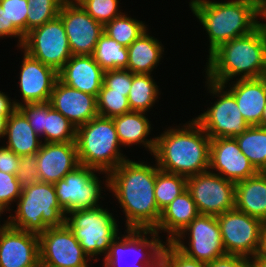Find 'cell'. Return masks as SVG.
Here are the masks:
<instances>
[{
    "label": "cell",
    "instance_id": "1",
    "mask_svg": "<svg viewBox=\"0 0 266 267\" xmlns=\"http://www.w3.org/2000/svg\"><path fill=\"white\" fill-rule=\"evenodd\" d=\"M126 217L127 229L153 230L161 216L154 196L156 166L126 159L105 177Z\"/></svg>",
    "mask_w": 266,
    "mask_h": 267
},
{
    "label": "cell",
    "instance_id": "2",
    "mask_svg": "<svg viewBox=\"0 0 266 267\" xmlns=\"http://www.w3.org/2000/svg\"><path fill=\"white\" fill-rule=\"evenodd\" d=\"M166 130L155 137L153 152L161 171L188 178L209 170L211 139L194 119Z\"/></svg>",
    "mask_w": 266,
    "mask_h": 267
},
{
    "label": "cell",
    "instance_id": "3",
    "mask_svg": "<svg viewBox=\"0 0 266 267\" xmlns=\"http://www.w3.org/2000/svg\"><path fill=\"white\" fill-rule=\"evenodd\" d=\"M206 63V78L226 88L228 81L266 75V32L259 26L251 33L221 44Z\"/></svg>",
    "mask_w": 266,
    "mask_h": 267
},
{
    "label": "cell",
    "instance_id": "4",
    "mask_svg": "<svg viewBox=\"0 0 266 267\" xmlns=\"http://www.w3.org/2000/svg\"><path fill=\"white\" fill-rule=\"evenodd\" d=\"M189 6L208 34L209 55L221 44L258 27V0H191Z\"/></svg>",
    "mask_w": 266,
    "mask_h": 267
},
{
    "label": "cell",
    "instance_id": "5",
    "mask_svg": "<svg viewBox=\"0 0 266 267\" xmlns=\"http://www.w3.org/2000/svg\"><path fill=\"white\" fill-rule=\"evenodd\" d=\"M15 215H10L7 224L15 229L40 234L47 228L66 224V213L58 204L53 183L36 182L22 188L17 200Z\"/></svg>",
    "mask_w": 266,
    "mask_h": 267
},
{
    "label": "cell",
    "instance_id": "6",
    "mask_svg": "<svg viewBox=\"0 0 266 267\" xmlns=\"http://www.w3.org/2000/svg\"><path fill=\"white\" fill-rule=\"evenodd\" d=\"M76 145L81 165L109 174L127 157L121 153L113 118L97 116L77 127Z\"/></svg>",
    "mask_w": 266,
    "mask_h": 267
},
{
    "label": "cell",
    "instance_id": "7",
    "mask_svg": "<svg viewBox=\"0 0 266 267\" xmlns=\"http://www.w3.org/2000/svg\"><path fill=\"white\" fill-rule=\"evenodd\" d=\"M108 211L99 206L67 213L70 217H66V225L73 231L90 259L98 254H105V257L119 234L116 219Z\"/></svg>",
    "mask_w": 266,
    "mask_h": 267
},
{
    "label": "cell",
    "instance_id": "8",
    "mask_svg": "<svg viewBox=\"0 0 266 267\" xmlns=\"http://www.w3.org/2000/svg\"><path fill=\"white\" fill-rule=\"evenodd\" d=\"M125 231L126 235H121L122 238L117 236L110 245L108 254L103 258L104 267H122L124 264L128 267H160V256L164 244L159 235L153 230L127 229ZM127 259L129 261H126Z\"/></svg>",
    "mask_w": 266,
    "mask_h": 267
},
{
    "label": "cell",
    "instance_id": "9",
    "mask_svg": "<svg viewBox=\"0 0 266 267\" xmlns=\"http://www.w3.org/2000/svg\"><path fill=\"white\" fill-rule=\"evenodd\" d=\"M209 93L219 99L207 111L194 120L203 128L210 139L235 138L249 127L240 113L234 96L224 86L207 79ZM225 90V91H224Z\"/></svg>",
    "mask_w": 266,
    "mask_h": 267
},
{
    "label": "cell",
    "instance_id": "10",
    "mask_svg": "<svg viewBox=\"0 0 266 267\" xmlns=\"http://www.w3.org/2000/svg\"><path fill=\"white\" fill-rule=\"evenodd\" d=\"M20 48L57 72L72 57L63 21L59 16L26 33Z\"/></svg>",
    "mask_w": 266,
    "mask_h": 267
},
{
    "label": "cell",
    "instance_id": "11",
    "mask_svg": "<svg viewBox=\"0 0 266 267\" xmlns=\"http://www.w3.org/2000/svg\"><path fill=\"white\" fill-rule=\"evenodd\" d=\"M187 234L189 247L182 241ZM171 243L187 257L205 263L226 255L219 223L212 215L199 214Z\"/></svg>",
    "mask_w": 266,
    "mask_h": 267
},
{
    "label": "cell",
    "instance_id": "12",
    "mask_svg": "<svg viewBox=\"0 0 266 267\" xmlns=\"http://www.w3.org/2000/svg\"><path fill=\"white\" fill-rule=\"evenodd\" d=\"M93 168L79 165L67 173L63 179L54 183L58 204L69 213L80 209L99 207V198H102L100 183Z\"/></svg>",
    "mask_w": 266,
    "mask_h": 267
},
{
    "label": "cell",
    "instance_id": "13",
    "mask_svg": "<svg viewBox=\"0 0 266 267\" xmlns=\"http://www.w3.org/2000/svg\"><path fill=\"white\" fill-rule=\"evenodd\" d=\"M187 190L201 215L218 216L235 208V182L215 172L188 177Z\"/></svg>",
    "mask_w": 266,
    "mask_h": 267
},
{
    "label": "cell",
    "instance_id": "14",
    "mask_svg": "<svg viewBox=\"0 0 266 267\" xmlns=\"http://www.w3.org/2000/svg\"><path fill=\"white\" fill-rule=\"evenodd\" d=\"M226 254L252 258L256 255L263 221L236 208L216 216Z\"/></svg>",
    "mask_w": 266,
    "mask_h": 267
},
{
    "label": "cell",
    "instance_id": "15",
    "mask_svg": "<svg viewBox=\"0 0 266 267\" xmlns=\"http://www.w3.org/2000/svg\"><path fill=\"white\" fill-rule=\"evenodd\" d=\"M40 267H89L73 231L65 224L39 234Z\"/></svg>",
    "mask_w": 266,
    "mask_h": 267
},
{
    "label": "cell",
    "instance_id": "16",
    "mask_svg": "<svg viewBox=\"0 0 266 267\" xmlns=\"http://www.w3.org/2000/svg\"><path fill=\"white\" fill-rule=\"evenodd\" d=\"M72 55H92L104 26L94 20L76 0H65L59 15Z\"/></svg>",
    "mask_w": 266,
    "mask_h": 267
},
{
    "label": "cell",
    "instance_id": "17",
    "mask_svg": "<svg viewBox=\"0 0 266 267\" xmlns=\"http://www.w3.org/2000/svg\"><path fill=\"white\" fill-rule=\"evenodd\" d=\"M0 267H40L39 235L8 224L0 228Z\"/></svg>",
    "mask_w": 266,
    "mask_h": 267
},
{
    "label": "cell",
    "instance_id": "18",
    "mask_svg": "<svg viewBox=\"0 0 266 267\" xmlns=\"http://www.w3.org/2000/svg\"><path fill=\"white\" fill-rule=\"evenodd\" d=\"M212 169V171L210 170ZM232 182L255 176L258 171L241 152L235 138H214L210 141L209 171Z\"/></svg>",
    "mask_w": 266,
    "mask_h": 267
},
{
    "label": "cell",
    "instance_id": "19",
    "mask_svg": "<svg viewBox=\"0 0 266 267\" xmlns=\"http://www.w3.org/2000/svg\"><path fill=\"white\" fill-rule=\"evenodd\" d=\"M20 71V92L22 103L49 102L52 90L58 80V72L33 58L25 51Z\"/></svg>",
    "mask_w": 266,
    "mask_h": 267
},
{
    "label": "cell",
    "instance_id": "20",
    "mask_svg": "<svg viewBox=\"0 0 266 267\" xmlns=\"http://www.w3.org/2000/svg\"><path fill=\"white\" fill-rule=\"evenodd\" d=\"M36 154L40 182L54 184L80 165L76 142H42Z\"/></svg>",
    "mask_w": 266,
    "mask_h": 267
},
{
    "label": "cell",
    "instance_id": "21",
    "mask_svg": "<svg viewBox=\"0 0 266 267\" xmlns=\"http://www.w3.org/2000/svg\"><path fill=\"white\" fill-rule=\"evenodd\" d=\"M49 103L76 128L98 116L95 96L71 88L59 79L52 90Z\"/></svg>",
    "mask_w": 266,
    "mask_h": 267
},
{
    "label": "cell",
    "instance_id": "22",
    "mask_svg": "<svg viewBox=\"0 0 266 267\" xmlns=\"http://www.w3.org/2000/svg\"><path fill=\"white\" fill-rule=\"evenodd\" d=\"M104 72L92 55H72L58 72V79L71 88L97 98Z\"/></svg>",
    "mask_w": 266,
    "mask_h": 267
},
{
    "label": "cell",
    "instance_id": "23",
    "mask_svg": "<svg viewBox=\"0 0 266 267\" xmlns=\"http://www.w3.org/2000/svg\"><path fill=\"white\" fill-rule=\"evenodd\" d=\"M227 89L235 98L249 126H260L266 106V77L238 79Z\"/></svg>",
    "mask_w": 266,
    "mask_h": 267
},
{
    "label": "cell",
    "instance_id": "24",
    "mask_svg": "<svg viewBox=\"0 0 266 267\" xmlns=\"http://www.w3.org/2000/svg\"><path fill=\"white\" fill-rule=\"evenodd\" d=\"M198 215L191 193L186 190L161 211L160 220L153 231L157 234L166 231V241L172 242Z\"/></svg>",
    "mask_w": 266,
    "mask_h": 267
},
{
    "label": "cell",
    "instance_id": "25",
    "mask_svg": "<svg viewBox=\"0 0 266 267\" xmlns=\"http://www.w3.org/2000/svg\"><path fill=\"white\" fill-rule=\"evenodd\" d=\"M235 208L266 221V176L263 172L235 183Z\"/></svg>",
    "mask_w": 266,
    "mask_h": 267
},
{
    "label": "cell",
    "instance_id": "26",
    "mask_svg": "<svg viewBox=\"0 0 266 267\" xmlns=\"http://www.w3.org/2000/svg\"><path fill=\"white\" fill-rule=\"evenodd\" d=\"M145 112L131 111L129 113L113 117L119 142L122 146L142 144L153 155L156 138L146 139L150 135L151 123Z\"/></svg>",
    "mask_w": 266,
    "mask_h": 267
},
{
    "label": "cell",
    "instance_id": "27",
    "mask_svg": "<svg viewBox=\"0 0 266 267\" xmlns=\"http://www.w3.org/2000/svg\"><path fill=\"white\" fill-rule=\"evenodd\" d=\"M127 70L134 74H152L159 65L164 47L157 38L149 35L148 30L141 34L128 47Z\"/></svg>",
    "mask_w": 266,
    "mask_h": 267
},
{
    "label": "cell",
    "instance_id": "28",
    "mask_svg": "<svg viewBox=\"0 0 266 267\" xmlns=\"http://www.w3.org/2000/svg\"><path fill=\"white\" fill-rule=\"evenodd\" d=\"M5 136L8 137L6 147L19 157L37 153L41 147L40 136L34 132L27 118L17 108L7 119Z\"/></svg>",
    "mask_w": 266,
    "mask_h": 267
},
{
    "label": "cell",
    "instance_id": "29",
    "mask_svg": "<svg viewBox=\"0 0 266 267\" xmlns=\"http://www.w3.org/2000/svg\"><path fill=\"white\" fill-rule=\"evenodd\" d=\"M241 152L249 159L258 172L266 169V128L249 126L235 137Z\"/></svg>",
    "mask_w": 266,
    "mask_h": 267
},
{
    "label": "cell",
    "instance_id": "30",
    "mask_svg": "<svg viewBox=\"0 0 266 267\" xmlns=\"http://www.w3.org/2000/svg\"><path fill=\"white\" fill-rule=\"evenodd\" d=\"M158 95L159 89L151 74L132 73V85L128 95L131 111L146 113L155 104Z\"/></svg>",
    "mask_w": 266,
    "mask_h": 267
},
{
    "label": "cell",
    "instance_id": "31",
    "mask_svg": "<svg viewBox=\"0 0 266 267\" xmlns=\"http://www.w3.org/2000/svg\"><path fill=\"white\" fill-rule=\"evenodd\" d=\"M94 60L104 70L126 69L128 66L127 47L103 33L92 54Z\"/></svg>",
    "mask_w": 266,
    "mask_h": 267
},
{
    "label": "cell",
    "instance_id": "32",
    "mask_svg": "<svg viewBox=\"0 0 266 267\" xmlns=\"http://www.w3.org/2000/svg\"><path fill=\"white\" fill-rule=\"evenodd\" d=\"M187 190V178L178 174L161 171L156 164L154 196L157 207L162 211L176 197Z\"/></svg>",
    "mask_w": 266,
    "mask_h": 267
},
{
    "label": "cell",
    "instance_id": "33",
    "mask_svg": "<svg viewBox=\"0 0 266 267\" xmlns=\"http://www.w3.org/2000/svg\"><path fill=\"white\" fill-rule=\"evenodd\" d=\"M122 14L104 25L103 33L109 38L128 47L146 30V24L132 17Z\"/></svg>",
    "mask_w": 266,
    "mask_h": 267
},
{
    "label": "cell",
    "instance_id": "34",
    "mask_svg": "<svg viewBox=\"0 0 266 267\" xmlns=\"http://www.w3.org/2000/svg\"><path fill=\"white\" fill-rule=\"evenodd\" d=\"M44 142H75L77 128L60 112L51 108L45 116Z\"/></svg>",
    "mask_w": 266,
    "mask_h": 267
},
{
    "label": "cell",
    "instance_id": "35",
    "mask_svg": "<svg viewBox=\"0 0 266 267\" xmlns=\"http://www.w3.org/2000/svg\"><path fill=\"white\" fill-rule=\"evenodd\" d=\"M65 0H28L26 33L55 19Z\"/></svg>",
    "mask_w": 266,
    "mask_h": 267
},
{
    "label": "cell",
    "instance_id": "36",
    "mask_svg": "<svg viewBox=\"0 0 266 267\" xmlns=\"http://www.w3.org/2000/svg\"><path fill=\"white\" fill-rule=\"evenodd\" d=\"M96 100L98 116L113 118L131 112L128 97L124 93L110 92L104 84Z\"/></svg>",
    "mask_w": 266,
    "mask_h": 267
},
{
    "label": "cell",
    "instance_id": "37",
    "mask_svg": "<svg viewBox=\"0 0 266 267\" xmlns=\"http://www.w3.org/2000/svg\"><path fill=\"white\" fill-rule=\"evenodd\" d=\"M81 7L103 26L122 15L119 11V0H76Z\"/></svg>",
    "mask_w": 266,
    "mask_h": 267
},
{
    "label": "cell",
    "instance_id": "38",
    "mask_svg": "<svg viewBox=\"0 0 266 267\" xmlns=\"http://www.w3.org/2000/svg\"><path fill=\"white\" fill-rule=\"evenodd\" d=\"M15 106L24 114L27 118L30 126L34 129V132L40 137H44V122L45 116L48 111L52 108L49 102L45 103H26L14 101Z\"/></svg>",
    "mask_w": 266,
    "mask_h": 267
},
{
    "label": "cell",
    "instance_id": "39",
    "mask_svg": "<svg viewBox=\"0 0 266 267\" xmlns=\"http://www.w3.org/2000/svg\"><path fill=\"white\" fill-rule=\"evenodd\" d=\"M165 244L161 251L160 267H207V263L187 257L171 242Z\"/></svg>",
    "mask_w": 266,
    "mask_h": 267
},
{
    "label": "cell",
    "instance_id": "40",
    "mask_svg": "<svg viewBox=\"0 0 266 267\" xmlns=\"http://www.w3.org/2000/svg\"><path fill=\"white\" fill-rule=\"evenodd\" d=\"M22 193V186L15 174L0 171V208L10 211L11 204L16 202Z\"/></svg>",
    "mask_w": 266,
    "mask_h": 267
},
{
    "label": "cell",
    "instance_id": "41",
    "mask_svg": "<svg viewBox=\"0 0 266 267\" xmlns=\"http://www.w3.org/2000/svg\"><path fill=\"white\" fill-rule=\"evenodd\" d=\"M0 4L8 16V25H15L25 35L28 0H0Z\"/></svg>",
    "mask_w": 266,
    "mask_h": 267
},
{
    "label": "cell",
    "instance_id": "42",
    "mask_svg": "<svg viewBox=\"0 0 266 267\" xmlns=\"http://www.w3.org/2000/svg\"><path fill=\"white\" fill-rule=\"evenodd\" d=\"M103 84L110 92L124 93L128 97L132 85V72L127 69H114L104 72Z\"/></svg>",
    "mask_w": 266,
    "mask_h": 267
},
{
    "label": "cell",
    "instance_id": "43",
    "mask_svg": "<svg viewBox=\"0 0 266 267\" xmlns=\"http://www.w3.org/2000/svg\"><path fill=\"white\" fill-rule=\"evenodd\" d=\"M15 175L22 188L39 182L37 154L32 153L20 156L19 168L17 169Z\"/></svg>",
    "mask_w": 266,
    "mask_h": 267
},
{
    "label": "cell",
    "instance_id": "44",
    "mask_svg": "<svg viewBox=\"0 0 266 267\" xmlns=\"http://www.w3.org/2000/svg\"><path fill=\"white\" fill-rule=\"evenodd\" d=\"M20 157L5 145L0 147V171L16 174L19 168Z\"/></svg>",
    "mask_w": 266,
    "mask_h": 267
},
{
    "label": "cell",
    "instance_id": "45",
    "mask_svg": "<svg viewBox=\"0 0 266 267\" xmlns=\"http://www.w3.org/2000/svg\"><path fill=\"white\" fill-rule=\"evenodd\" d=\"M207 267H250V258L226 254L212 262H208Z\"/></svg>",
    "mask_w": 266,
    "mask_h": 267
},
{
    "label": "cell",
    "instance_id": "46",
    "mask_svg": "<svg viewBox=\"0 0 266 267\" xmlns=\"http://www.w3.org/2000/svg\"><path fill=\"white\" fill-rule=\"evenodd\" d=\"M5 36L18 38L17 46L20 49L25 35L15 25H8V16L0 4V38Z\"/></svg>",
    "mask_w": 266,
    "mask_h": 267
},
{
    "label": "cell",
    "instance_id": "47",
    "mask_svg": "<svg viewBox=\"0 0 266 267\" xmlns=\"http://www.w3.org/2000/svg\"><path fill=\"white\" fill-rule=\"evenodd\" d=\"M16 109L14 100L0 91V116H10Z\"/></svg>",
    "mask_w": 266,
    "mask_h": 267
},
{
    "label": "cell",
    "instance_id": "48",
    "mask_svg": "<svg viewBox=\"0 0 266 267\" xmlns=\"http://www.w3.org/2000/svg\"><path fill=\"white\" fill-rule=\"evenodd\" d=\"M254 257L266 258V221L262 224L260 232V243L257 253Z\"/></svg>",
    "mask_w": 266,
    "mask_h": 267
},
{
    "label": "cell",
    "instance_id": "49",
    "mask_svg": "<svg viewBox=\"0 0 266 267\" xmlns=\"http://www.w3.org/2000/svg\"><path fill=\"white\" fill-rule=\"evenodd\" d=\"M250 267H266V258L252 257L250 259Z\"/></svg>",
    "mask_w": 266,
    "mask_h": 267
},
{
    "label": "cell",
    "instance_id": "50",
    "mask_svg": "<svg viewBox=\"0 0 266 267\" xmlns=\"http://www.w3.org/2000/svg\"><path fill=\"white\" fill-rule=\"evenodd\" d=\"M9 116H0V138L5 137L6 124Z\"/></svg>",
    "mask_w": 266,
    "mask_h": 267
},
{
    "label": "cell",
    "instance_id": "51",
    "mask_svg": "<svg viewBox=\"0 0 266 267\" xmlns=\"http://www.w3.org/2000/svg\"><path fill=\"white\" fill-rule=\"evenodd\" d=\"M261 127L266 128V106L261 117Z\"/></svg>",
    "mask_w": 266,
    "mask_h": 267
},
{
    "label": "cell",
    "instance_id": "52",
    "mask_svg": "<svg viewBox=\"0 0 266 267\" xmlns=\"http://www.w3.org/2000/svg\"><path fill=\"white\" fill-rule=\"evenodd\" d=\"M4 210L0 208V216H1V213H3ZM7 224V221L4 222V224H2V226L0 225V228H2L3 226H5Z\"/></svg>",
    "mask_w": 266,
    "mask_h": 267
}]
</instances>
